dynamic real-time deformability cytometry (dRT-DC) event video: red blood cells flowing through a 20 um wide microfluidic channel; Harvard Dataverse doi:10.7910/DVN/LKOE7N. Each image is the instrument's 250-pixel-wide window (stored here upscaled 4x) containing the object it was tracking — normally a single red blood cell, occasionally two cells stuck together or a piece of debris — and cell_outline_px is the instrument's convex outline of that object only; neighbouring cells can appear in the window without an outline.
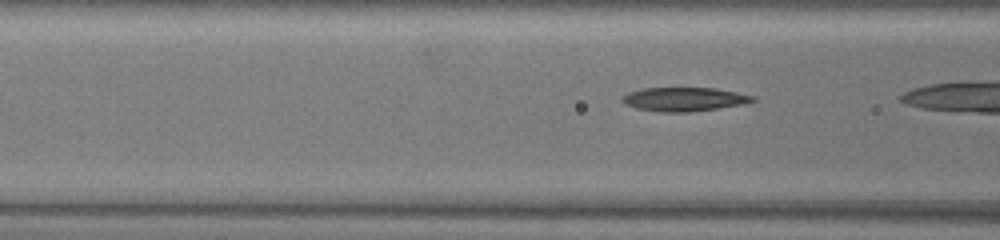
{"species": "common noctule bat (a hibernating species)", "species_latin": "Nyctalus noctula", "temperature_condition": "warm", "stored_images_in_passage": 5, "camera_frame_rate_fps": 3000, "um_per_image_px": 0.085, "animal": {"sex": "female", "body_mass_g": 19.5, "forearm_length_mm": 54.1}, "frame": {"image": 1, "passage_image": 4, "time_ms": 1.0, "image_size_px": [1000, 240], "cell_outline_px": [[756, 100], [744, 104], [688, 112], [660, 112], [636, 108], [624, 104], [620, 100], [620, 96], [628, 92], [644, 88], [716, 88], [756, 96]], "centroid_in_image_um": [58.12, 8.43], "position_along_channel_um": 108.5, "area_um2": 18.21}}